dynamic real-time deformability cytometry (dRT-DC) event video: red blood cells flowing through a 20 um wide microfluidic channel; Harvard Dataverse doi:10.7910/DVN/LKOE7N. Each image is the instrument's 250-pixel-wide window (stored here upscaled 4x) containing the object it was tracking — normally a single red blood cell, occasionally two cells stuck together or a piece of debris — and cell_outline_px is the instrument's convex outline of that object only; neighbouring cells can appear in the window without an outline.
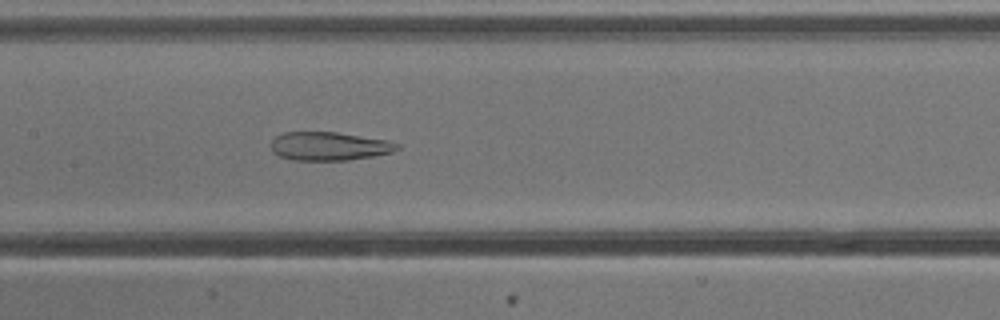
{"species": "common noctule bat (a hibernating species)", "species_latin": "Nyctalus noctula", "temperature_condition": "cold", "stored_images_in_passage": 44, "camera_frame_rate_fps": 3000, "um_per_image_px": 0.085, "animal": {"sex": "male", "body_mass_g": 13.3}, "frame": {"image": 1, "passage_image": 17, "time_ms": 5.333, "image_size_px": [1000, 320], "cell_outline_px": [[400, 148], [392, 152], [372, 156], [348, 160], [292, 160], [280, 156], [272, 152], [272, 140], [276, 136], [284, 132], [336, 132], [388, 140], [400, 144]], "centroid_in_image_um": [27.99, 12.42], "position_along_channel_um": 179.4, "area_um2": 20.92}}
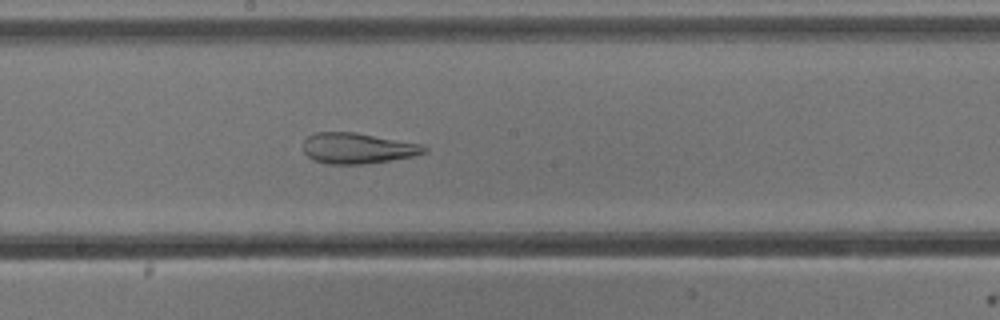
{"frame": {"image": 2, "passage_image": 20, "time_ms": 6.333, "image_size_px": [1000, 320], "cell_outline_px": [[428, 152], [412, 156], [364, 164], [328, 164], [316, 160], [308, 156], [304, 152], [304, 140], [308, 136], [316, 132], [356, 132], [424, 144], [428, 148]], "centroid_in_image_um": [30.44, 12.59], "position_along_channel_um": 217.8, "area_um2": 21.68}}
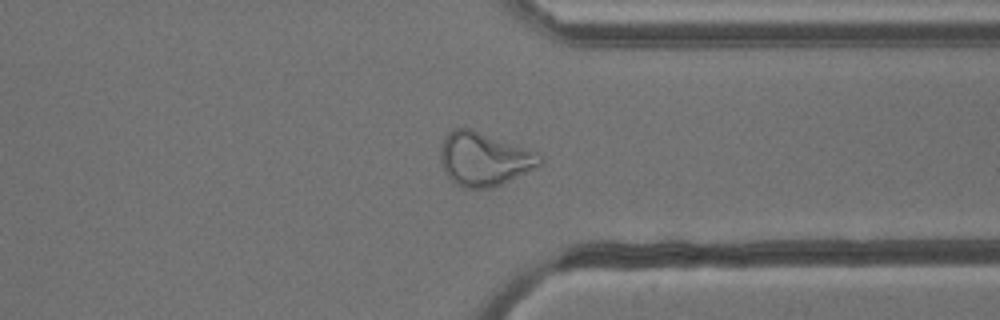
{"frame": {"image": 3, "passage_image": 32, "time_ms": 10.333, "image_size_px": [1000, 320], "cell_outline_px": [[544, 160], [540, 164], [492, 188], [464, 188], [456, 184], [444, 172], [440, 160], [440, 148], [444, 136], [452, 128], [468, 128], [536, 152]], "centroid_in_image_um": [41.06, 13.51], "position_along_channel_um": 370.3, "area_um2": 30.4}, "authors_computed_cell_mechanics": {"area_um2": 29.0734, "velocity_mm_per_s": 3.8587, "shape_relaxation_time_tau1_ms": null, "shape_relaxation_time_tau2_ms": 3.1778, "deformation_change_tau1": null, "deformation_change_tau2": 0.1242}}